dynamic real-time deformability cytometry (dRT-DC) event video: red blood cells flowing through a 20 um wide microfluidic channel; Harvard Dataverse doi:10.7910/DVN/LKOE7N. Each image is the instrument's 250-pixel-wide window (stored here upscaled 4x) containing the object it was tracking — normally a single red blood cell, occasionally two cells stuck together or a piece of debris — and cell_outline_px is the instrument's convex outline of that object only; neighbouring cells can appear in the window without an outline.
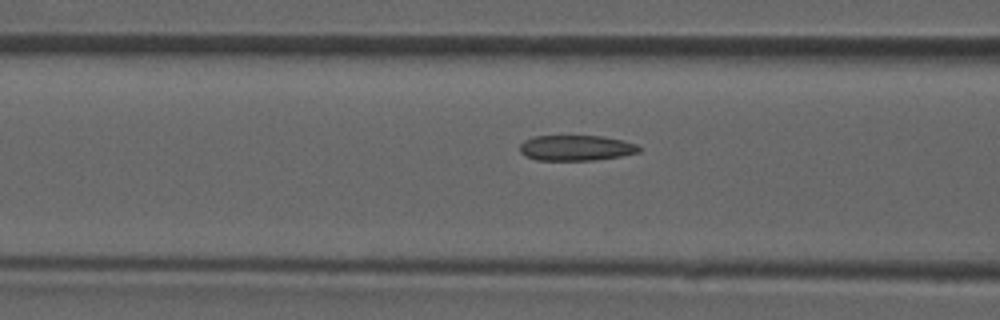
{"species": "common noctule bat (a hibernating species)", "species_latin": "Nyctalus noctula", "temperature_condition": "room temperature", "stored_images_in_passage": 16, "camera_frame_rate_fps": 3000, "um_per_image_px": 0.085, "animal": {"sex": "male", "forearm_length_mm": 52.5}, "frame": {"image": 1, "passage_image": 14, "time_ms": 4.333, "image_size_px": [1000, 320], "cell_outline_px": [[644, 148], [640, 152], [620, 156], [592, 160], [536, 160], [524, 156], [520, 152], [520, 144], [524, 140], [532, 136], [604, 136], [624, 140], [636, 144]], "centroid_in_image_um": [48.98, 12.57], "position_along_channel_um": 117.6, "area_um2": 17.92}}